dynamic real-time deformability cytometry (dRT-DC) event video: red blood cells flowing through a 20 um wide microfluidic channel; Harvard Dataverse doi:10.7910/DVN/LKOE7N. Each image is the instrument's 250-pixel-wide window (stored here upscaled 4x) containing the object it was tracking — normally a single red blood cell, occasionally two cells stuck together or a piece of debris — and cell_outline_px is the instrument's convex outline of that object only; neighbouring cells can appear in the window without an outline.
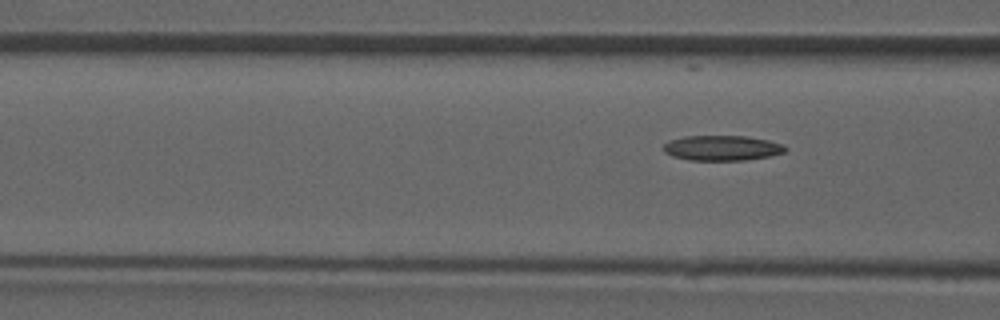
{"species": "common noctule bat (a hibernating species)", "species_latin": "Nyctalus noctula", "temperature_condition": "room temperature", "stored_images_in_passage": 4, "segment_of_instrument_passage": [2, 2], "camera_frame_rate_fps": 3000, "um_per_image_px": 0.085, "animal": {"sex": "male", "forearm_length_mm": 52.5}, "frame": {"image": 1, "passage_image": 4, "time_ms": 4.333, "image_size_px": [1000, 320], "cell_outline_px": [[788, 148], [784, 152], [768, 156], [744, 160], [688, 160], [672, 156], [664, 152], [664, 144], [668, 140], [684, 136], [748, 136], [768, 140], [784, 144]], "centroid_in_image_um": [61.36, 12.57], "position_along_channel_um": 105.2, "area_um2": 17.92}}